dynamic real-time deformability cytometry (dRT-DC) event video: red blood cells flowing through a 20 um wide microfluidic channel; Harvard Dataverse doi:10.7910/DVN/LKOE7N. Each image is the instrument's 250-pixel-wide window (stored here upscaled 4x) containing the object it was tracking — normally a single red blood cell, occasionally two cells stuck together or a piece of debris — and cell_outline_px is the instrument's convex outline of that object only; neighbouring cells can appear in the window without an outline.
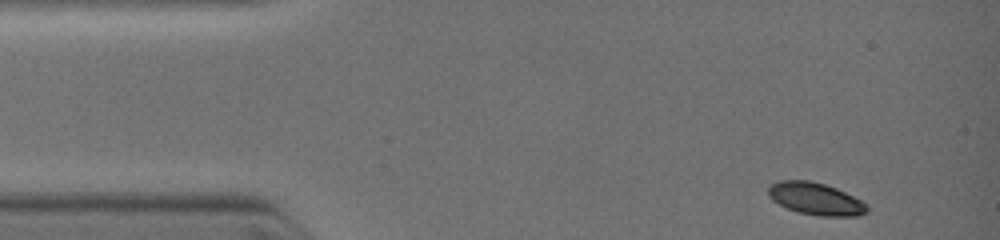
{"species": "common noctule bat (a hibernating species)", "species_latin": "Nyctalus noctula", "temperature_condition": "warm", "stored_images_in_passage": 6, "camera_frame_rate_fps": 3000, "um_per_image_px": 0.085, "animal": {"sex": "female", "body_mass_g": 19.0, "forearm_length_mm": 51.5}, "frame": {"image": 1, "passage_image": 1, "time_ms": 0.0, "image_size_px": [1000, 240], "cell_outline_px": [[868, 212], [860, 216], [816, 216], [796, 212], [772, 200], [768, 196], [768, 188], [772, 184], [780, 180], [808, 180], [824, 184], [836, 188], [868, 204]], "centroid_in_image_um": [69.34, 16.91], "position_along_channel_um": 15.7, "area_um2": 18.61}}
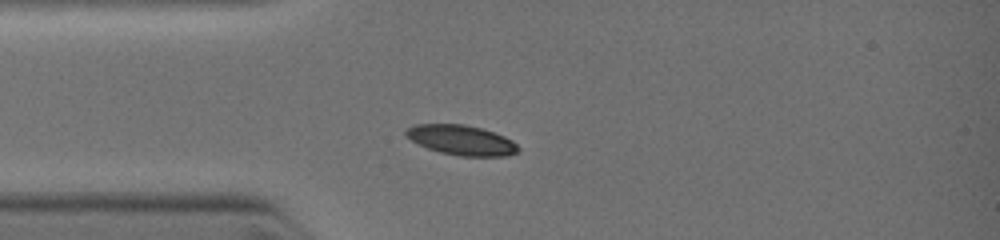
{"frame": {"image": 2, "passage_image": 4, "time_ms": 2.0, "image_size_px": [1000, 240], "cell_outline_px": [[520, 152], [508, 156], [460, 156], [440, 152], [428, 148], [404, 136], [404, 132], [412, 124], [464, 124], [480, 128], [504, 136], [512, 140], [520, 148]], "centroid_in_image_um": [39.23, 11.91], "position_along_channel_um": 45.8, "area_um2": 19.59}}